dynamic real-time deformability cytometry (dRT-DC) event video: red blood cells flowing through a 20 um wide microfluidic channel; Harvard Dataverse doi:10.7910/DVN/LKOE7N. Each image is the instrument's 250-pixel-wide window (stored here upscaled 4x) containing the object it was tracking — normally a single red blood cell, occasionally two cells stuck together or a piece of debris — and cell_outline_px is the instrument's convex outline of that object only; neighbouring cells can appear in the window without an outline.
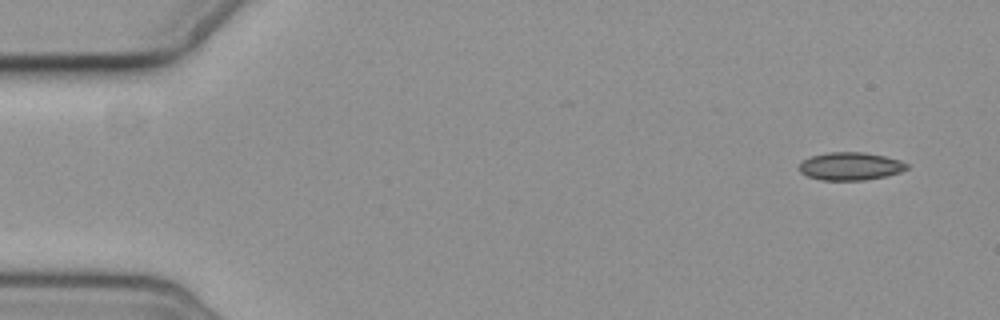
{"species": "common noctule bat (a hibernating species)", "species_latin": "Nyctalus noctula", "temperature_condition": "cold", "stored_images_in_passage": 5, "camera_frame_rate_fps": 3000, "um_per_image_px": 0.085, "animal": {"sex": "female", "body_mass_g": 19.3, "forearm_length_mm": 54.1}, "frame": {"image": 1, "passage_image": 1, "time_ms": 0.0, "image_size_px": [1000, 320], "cell_outline_px": [[908, 168], [900, 172], [888, 176], [864, 180], [824, 180], [808, 176], [800, 172], [800, 164], [804, 160], [812, 156], [828, 152], [864, 152], [884, 156], [900, 160], [908, 164]], "centroid_in_image_um": [72.32, 14.13], "position_along_channel_um": 12.7, "area_um2": 17.4}}
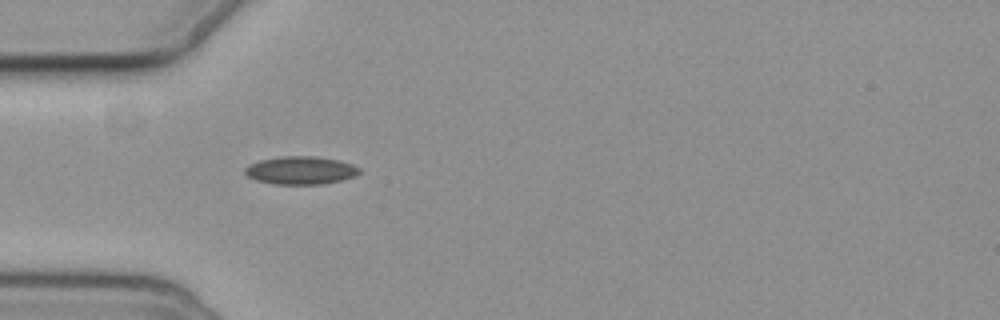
{"frame": {"image": 2, "passage_image": 5, "time_ms": 4.667, "image_size_px": [1000, 320], "cell_outline_px": [[360, 172], [356, 176], [324, 184], [272, 184], [256, 180], [248, 176], [244, 172], [244, 168], [248, 164], [260, 160], [284, 156], [316, 156], [340, 160], [352, 164], [360, 168]], "centroid_in_image_um": [25.56, 14.47], "position_along_channel_um": 59.4, "area_um2": 18.79}}